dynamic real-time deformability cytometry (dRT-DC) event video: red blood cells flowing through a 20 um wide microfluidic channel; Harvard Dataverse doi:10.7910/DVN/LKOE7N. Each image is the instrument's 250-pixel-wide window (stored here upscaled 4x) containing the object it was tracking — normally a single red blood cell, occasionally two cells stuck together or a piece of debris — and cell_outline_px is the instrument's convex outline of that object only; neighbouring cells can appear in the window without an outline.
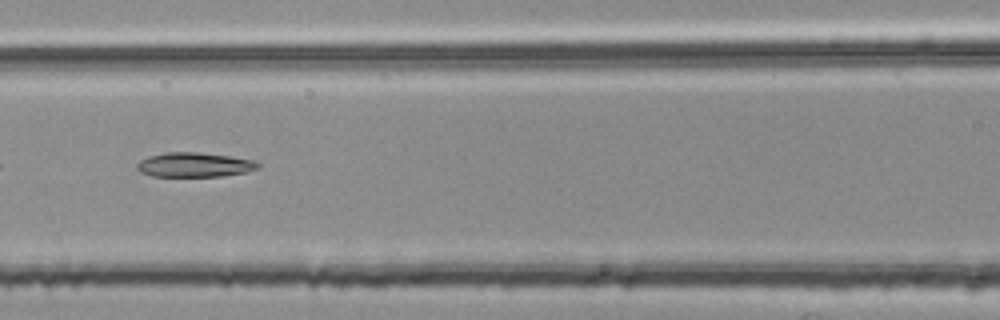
{"species": "common noctule bat (a hibernating species)", "species_latin": "Nyctalus noctula", "temperature_condition": "room temperature", "stored_images_in_passage": 38, "camera_frame_rate_fps": 3000, "um_per_image_px": 0.085, "animal": {"sex": "female", "body_mass_g": 25.1}, "frame": {"image": 1, "passage_image": 8, "time_ms": 2.333, "image_size_px": [1000, 320], "cell_outline_px": [[260, 168], [244, 172], [220, 176], [152, 176], [140, 172], [136, 168], [136, 164], [140, 160], [148, 156], [164, 152], [196, 152], [228, 156], [252, 160], [260, 164]], "centroid_in_image_um": [16.47, 14.0], "position_along_channel_um": 150.1, "area_um2": 17.17}}
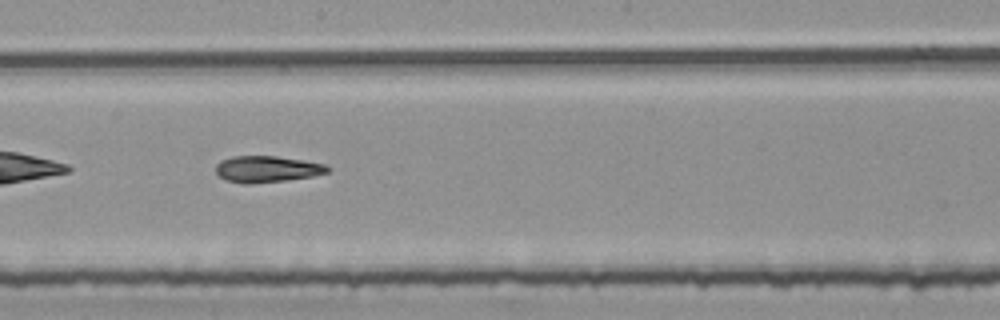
{"frame": {"image": 2, "passage_image": 14, "time_ms": 4.333, "image_size_px": [1000, 320], "cell_outline_px": [[328, 172], [312, 176], [284, 180], [248, 184], [244, 184], [224, 180], [216, 172], [216, 164], [220, 160], [232, 156], [276, 156], [304, 160], [324, 164], [328, 168]], "centroid_in_image_um": [22.63, 14.37], "position_along_channel_um": 225.6, "area_um2": 17.11}}
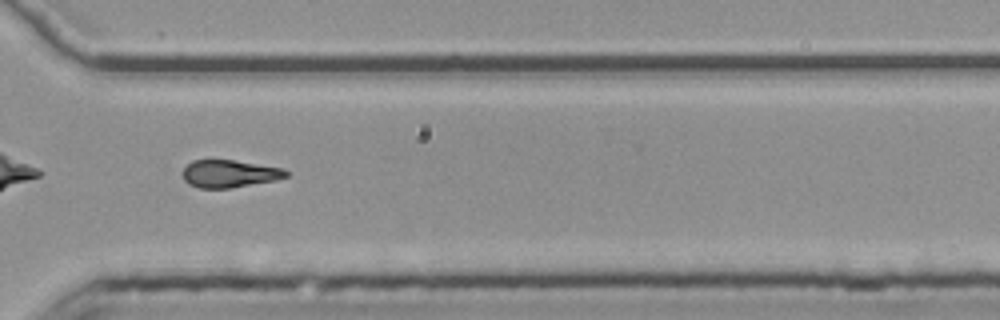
{"frame": {"image": 3, "passage_image": 24, "time_ms": 7.667, "image_size_px": [1000, 320], "cell_outline_px": [[288, 176], [276, 180], [228, 188], [200, 188], [188, 184], [184, 180], [184, 168], [192, 160], [236, 160], [284, 168], [288, 172]], "centroid_in_image_um": [19.52, 14.76], "position_along_channel_um": 351.1, "area_um2": 16.53}, "authors_computed_cell_mechanics": {"area_um2": 17.3111, "velocity_mm_per_s": 3.7746, "shape_relaxation_time_tau1_ms": null, "shape_relaxation_time_tau2_ms": 9.9142, "deformation_change_tau1": null, "deformation_change_tau2": 0.223}}